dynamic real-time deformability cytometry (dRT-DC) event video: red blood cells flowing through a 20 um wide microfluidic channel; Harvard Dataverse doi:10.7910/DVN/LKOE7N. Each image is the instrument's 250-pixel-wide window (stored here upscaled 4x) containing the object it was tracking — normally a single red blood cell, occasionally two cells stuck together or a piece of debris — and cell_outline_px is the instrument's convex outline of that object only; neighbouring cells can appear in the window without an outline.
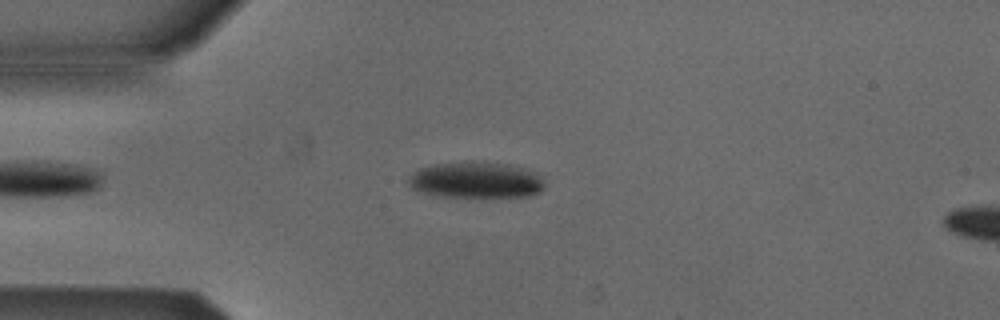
{"species": "Egyptian fruit bat (a non-hibernating species)", "species_latin": "Rousettus aegyptiacus", "temperature_condition": "cold", "stored_images_in_passage": 44, "camera_frame_rate_fps": 3000, "um_per_image_px": 0.085, "animal": {"sex": "male"}, "frame": {"image": 1, "passage_image": 8, "time_ms": 2.333, "image_size_px": [1000, 320], "cell_outline_px": [[544, 188], [540, 192], [532, 196], [436, 196], [412, 188], [408, 184], [408, 176], [412, 172], [420, 168], [436, 164], [468, 160], [472, 160], [512, 164], [528, 168], [536, 172], [544, 180]], "centroid_in_image_um": [40.5, 15.27], "position_along_channel_um": 44.5, "area_um2": 29.19}}
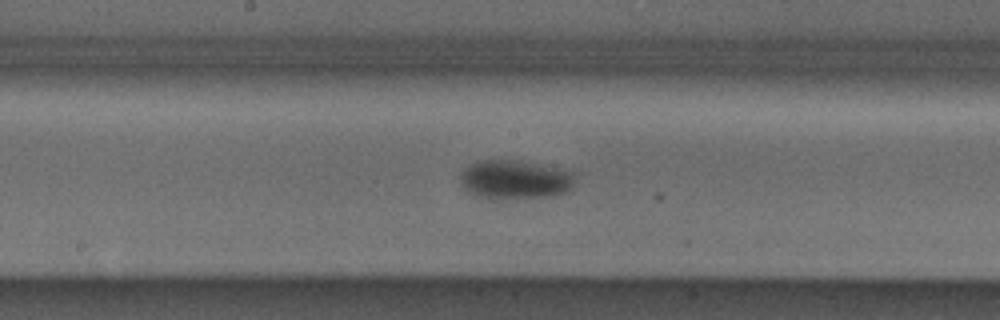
{"frame": {"image": 2, "passage_image": 21, "time_ms": 6.667, "image_size_px": [1000, 320], "cell_outline_px": [[580, 172], [572, 188], [568, 192], [544, 196], [492, 200], [476, 196], [468, 192], [460, 184], [460, 172], [468, 164], [476, 160], [516, 160], [568, 168]], "centroid_in_image_um": [43.82, 15.24], "position_along_channel_um": 204.4, "area_um2": 27.22}}
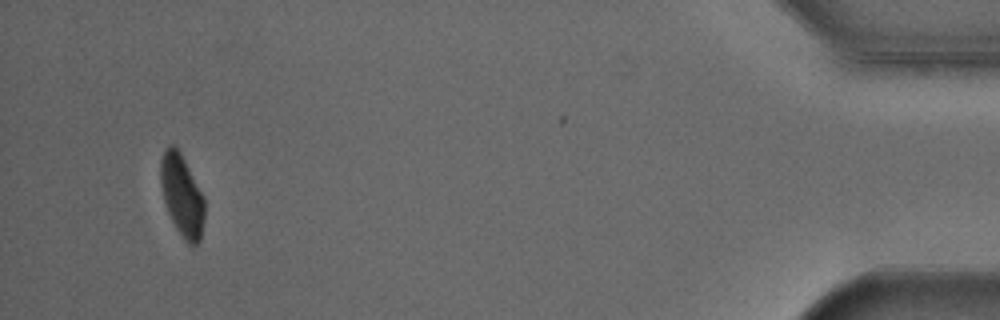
{"frame": {"image": 3, "passage_image": 44, "time_ms": 14.333, "image_size_px": [1000, 320], "cell_outline_px": [[204, 220], [200, 240], [196, 244], [188, 244], [184, 240], [176, 228], [168, 212], [164, 200], [160, 184], [160, 160], [168, 144], [172, 144], [180, 152], [204, 196]], "centroid_in_image_um": [15.46, 16.61], "position_along_channel_um": 419.7, "area_um2": 20.81}, "authors_computed_cell_mechanics": {"area_um2": 26.4724, "velocity_mm_per_s": 3.8778, "shape_relaxation_time_tau1_ms": 3.774, "shape_relaxation_time_tau2_ms": null, "deformation_change_tau1": 0.1442, "deformation_change_tau2": null}}